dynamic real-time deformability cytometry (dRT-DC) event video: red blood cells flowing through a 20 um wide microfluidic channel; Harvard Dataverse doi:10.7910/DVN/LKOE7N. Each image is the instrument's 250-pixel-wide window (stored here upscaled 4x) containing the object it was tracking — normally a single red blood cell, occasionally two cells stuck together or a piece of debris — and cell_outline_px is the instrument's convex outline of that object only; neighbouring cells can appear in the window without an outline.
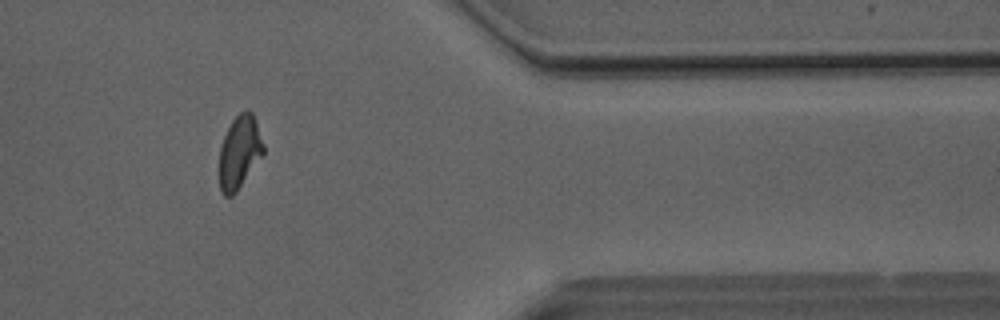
{"species": "Egyptian fruit bat (a non-hibernating species)", "species_latin": "Rousettus aegyptiacus", "temperature_condition": "room temperature", "stored_images_in_passage": 43, "camera_frame_rate_fps": 3000, "um_per_image_px": 0.085, "animal": {"sex": "male"}, "frame": {"image": 1, "passage_image": 34, "time_ms": 11.0, "image_size_px": [1000, 320], "cell_outline_px": [[264, 152], [236, 192], [232, 196], [224, 196], [220, 192], [220, 148], [224, 136], [232, 120], [240, 112], [248, 108], [252, 112], [256, 120], [264, 144]], "centroid_in_image_um": [20.36, 12.9], "position_along_channel_um": 391.0, "area_um2": 18.61}}
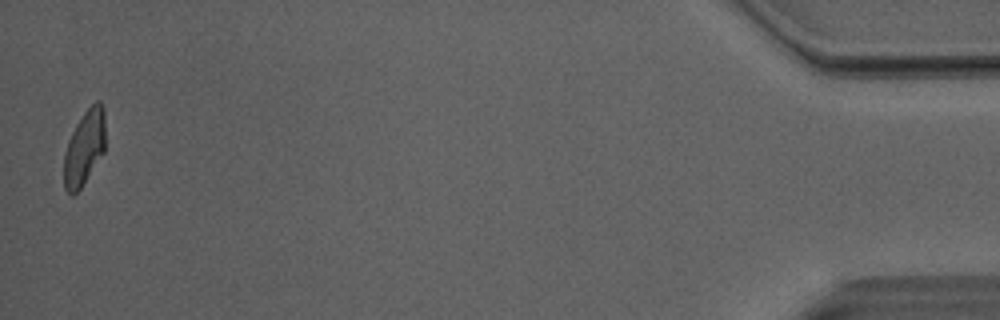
{"frame": {"image": 2, "passage_image": 42, "time_ms": 13.667, "image_size_px": [1000, 320], "cell_outline_px": [[104, 152], [80, 188], [72, 196], [64, 188], [64, 152], [68, 140], [76, 124], [84, 112], [96, 100], [100, 100], [104, 108]], "centroid_in_image_um": [7.16, 12.54], "position_along_channel_um": 428.0, "area_um2": 17.92}, "authors_computed_cell_mechanics": {"area_um2": 19.4208, "velocity_mm_per_s": 4.0574, "shape_relaxation_time_tau1_ms": 5.1638, "shape_relaxation_time_tau2_ms": 2.2673, "deformation_change_tau1": 0.1759, "deformation_change_tau2": 0.0878}}